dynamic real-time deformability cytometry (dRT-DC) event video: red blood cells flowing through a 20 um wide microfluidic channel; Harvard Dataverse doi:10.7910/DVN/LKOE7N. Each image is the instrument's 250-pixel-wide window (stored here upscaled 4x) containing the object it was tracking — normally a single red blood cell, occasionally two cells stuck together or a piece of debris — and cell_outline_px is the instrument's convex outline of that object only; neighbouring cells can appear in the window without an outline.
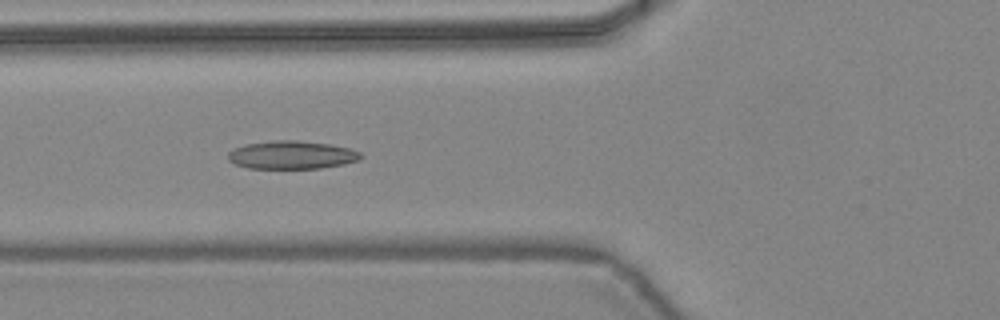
{"species": "common noctule bat (a hibernating species)", "species_latin": "Nyctalus noctula", "temperature_condition": "warm", "stored_images_in_passage": 48, "camera_frame_rate_fps": 3000, "um_per_image_px": 0.085, "animal": {"sex": "female", "body_mass_g": 24.6, "forearm_length_mm": 56.2}, "frame": {"image": 1, "passage_image": 19, "time_ms": 6.0, "image_size_px": [1000, 320], "cell_outline_px": [[360, 156], [356, 160], [340, 164], [316, 168], [252, 168], [240, 164], [232, 160], [228, 156], [236, 148], [252, 144], [324, 144], [344, 148], [356, 152]], "centroid_in_image_um": [24.8, 13.25], "position_along_channel_um": 101.0, "area_um2": 18.96}}
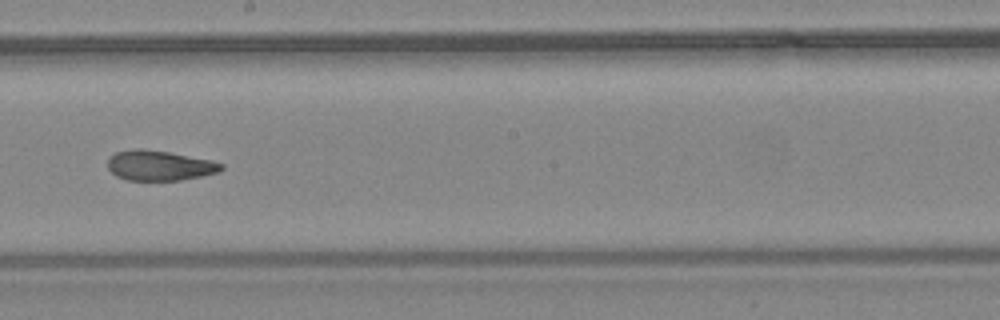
{"frame": {"image": 2, "passage_image": 28, "time_ms": 9.0, "image_size_px": [1000, 320], "cell_outline_px": [[220, 168], [216, 172], [176, 180], [132, 180], [120, 176], [112, 172], [108, 168], [108, 160], [116, 152], [164, 152], [204, 160], [220, 164]], "centroid_in_image_um": [13.49, 14.12], "position_along_channel_um": 234.7, "area_um2": 17.86}}
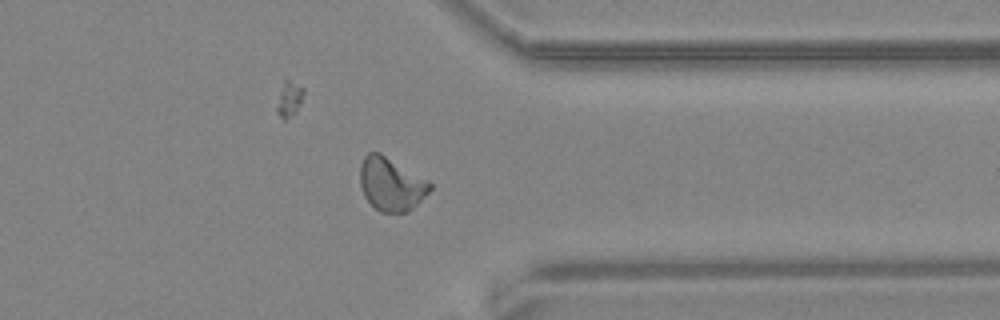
{"frame": {"image": 3, "passage_image": 38, "time_ms": 12.333, "image_size_px": [1000, 320], "cell_outline_px": [[432, 188], [428, 192], [404, 212], [384, 212], [376, 208], [368, 200], [364, 192], [360, 180], [360, 168], [368, 152], [376, 152], [384, 156], [432, 184]], "centroid_in_image_um": [33.21, 15.66], "position_along_channel_um": 378.2, "area_um2": 20.23}, "authors_computed_cell_mechanics": {"area_um2": 18.6983, "velocity_mm_per_s": 4.4515, "shape_relaxation_time_tau1_ms": null, "shape_relaxation_time_tau2_ms": 1.6946, "deformation_change_tau1": null, "deformation_change_tau2": 0.079}}